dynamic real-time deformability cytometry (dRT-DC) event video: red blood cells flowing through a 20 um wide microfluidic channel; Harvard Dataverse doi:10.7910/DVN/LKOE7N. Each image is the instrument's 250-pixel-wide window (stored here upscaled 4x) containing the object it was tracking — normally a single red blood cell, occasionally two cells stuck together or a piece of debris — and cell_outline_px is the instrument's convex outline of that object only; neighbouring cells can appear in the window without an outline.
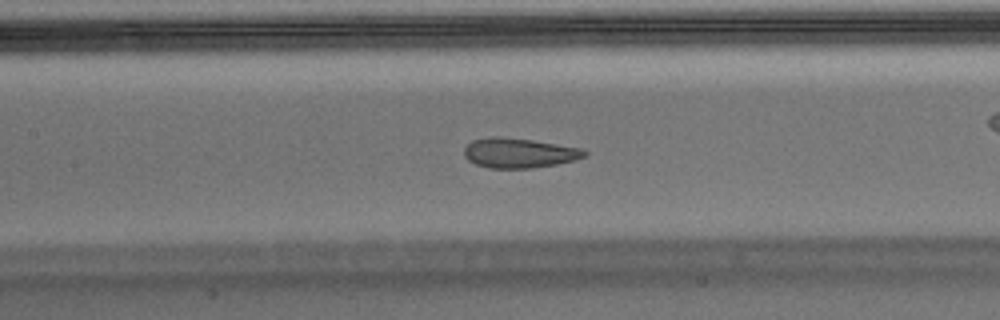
{"species": "Egyptian fruit bat (a non-hibernating species)", "species_latin": "Rousettus aegyptiacus", "temperature_condition": "warm", "stored_images_in_passage": 54, "camera_frame_rate_fps": 3000, "um_per_image_px": 0.085, "animal": {"sex": "male"}, "frame": {"image": 1, "passage_image": 24, "time_ms": 7.667, "image_size_px": [1000, 320], "cell_outline_px": [[588, 152], [584, 156], [572, 160], [556, 164], [532, 168], [488, 168], [476, 164], [468, 160], [464, 156], [464, 148], [472, 140], [492, 136], [496, 136], [532, 140], [584, 148]], "centroid_in_image_um": [44.1, 13.0], "position_along_channel_um": 163.3, "area_um2": 20.87}, "authors_computed_cell_mechanics": {"area_um2": 22.1952, "velocity_mm_per_s": 3.7147, "shape_relaxation_time_tau1_ms": null, "shape_relaxation_time_tau2_ms": 1.1899, "deformation_change_tau1": null, "deformation_change_tau2": 0.0697}}